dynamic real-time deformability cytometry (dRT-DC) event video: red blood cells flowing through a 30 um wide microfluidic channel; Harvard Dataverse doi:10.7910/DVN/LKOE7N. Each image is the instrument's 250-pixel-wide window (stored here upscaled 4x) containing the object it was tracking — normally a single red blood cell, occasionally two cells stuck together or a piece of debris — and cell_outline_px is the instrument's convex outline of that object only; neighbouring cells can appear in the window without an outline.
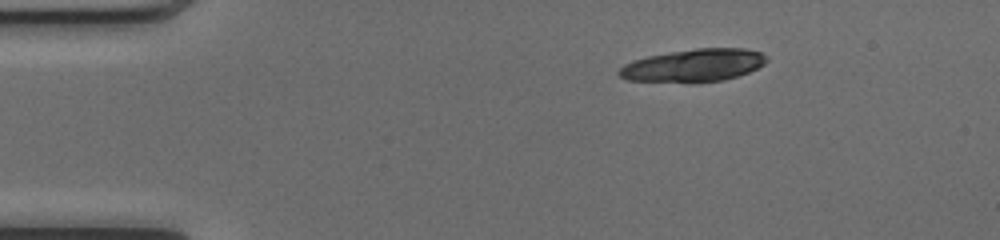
{"species": "common noctule bat (a hibernating species)", "species_latin": "Nyctalus noctula", "temperature_condition": "cold", "stored_images_in_passage": 43, "segment_of_instrument_passage": [1, 2], "camera_frame_rate_fps": 3000, "um_per_image_px": 0.085, "animal": {"sex": "female", "body_mass_g": 17.0, "forearm_length_mm": 48.0}, "frame": {"image": 1, "passage_image": 1, "time_ms": 0.0, "image_size_px": [1000, 240], "cell_outline_px": [[768, 60], [764, 64], [748, 72], [724, 80], [696, 84], [692, 84], [628, 80], [620, 76], [616, 72], [624, 64], [632, 60], [648, 56], [668, 52], [696, 48], [744, 48], [760, 52], [768, 56]], "centroid_in_image_um": [58.93, 5.58], "position_along_channel_um": 26.1, "area_um2": 28.73}}